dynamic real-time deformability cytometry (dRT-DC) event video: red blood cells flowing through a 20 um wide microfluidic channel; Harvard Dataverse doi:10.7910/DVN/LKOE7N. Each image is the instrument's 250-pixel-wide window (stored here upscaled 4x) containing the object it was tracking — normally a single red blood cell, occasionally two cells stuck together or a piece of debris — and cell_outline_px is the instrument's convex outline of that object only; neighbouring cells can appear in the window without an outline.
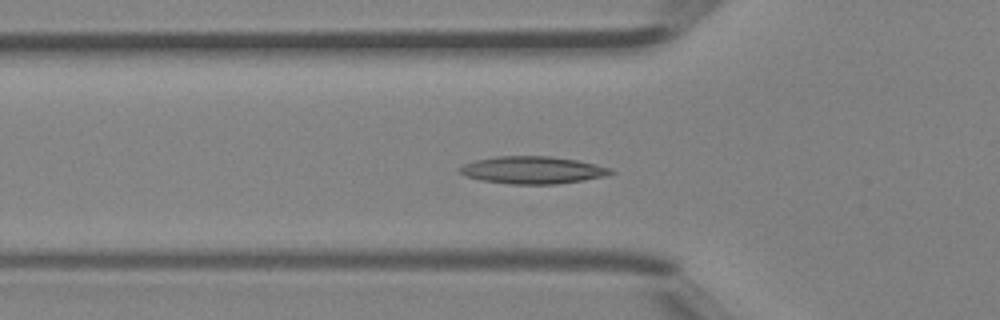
{"species": "Egyptian fruit bat (a non-hibernating species)", "species_latin": "Rousettus aegyptiacus", "temperature_condition": "room temperature", "stored_images_in_passage": 37, "camera_frame_rate_fps": 3000, "um_per_image_px": 0.085, "animal": {"sex": "female"}, "frame": {"image": 1, "passage_image": 6, "time_ms": 1.667, "image_size_px": [1000, 320], "cell_outline_px": [[616, 172], [608, 176], [584, 180], [556, 184], [512, 184], [480, 180], [468, 176], [460, 172], [456, 168], [464, 164], [476, 160], [496, 156], [548, 156], [576, 160], [596, 164], [612, 168]], "centroid_in_image_um": [45.31, 14.45], "position_along_channel_um": 80.5, "area_um2": 24.16}}
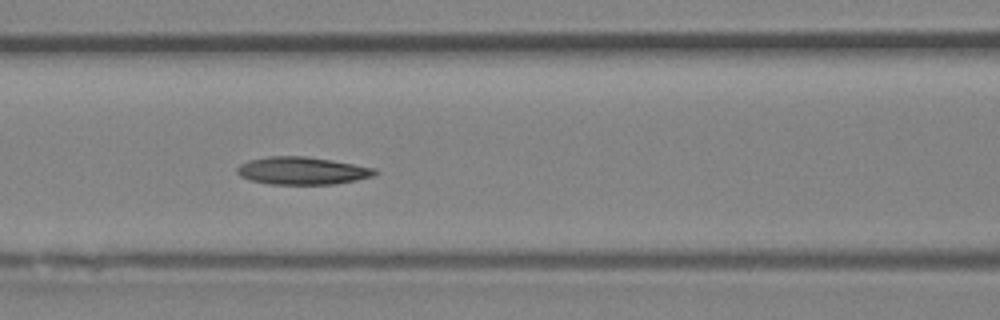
{"frame": {"image": 2, "passage_image": 10, "time_ms": 3.0, "image_size_px": [1000, 320], "cell_outline_px": [[380, 172], [372, 176], [356, 180], [332, 184], [268, 184], [252, 180], [240, 176], [236, 172], [236, 168], [240, 164], [248, 160], [268, 156], [308, 156], [332, 160], [376, 168]], "centroid_in_image_um": [25.68, 14.5], "position_along_channel_um": 140.9, "area_um2": 22.25}}
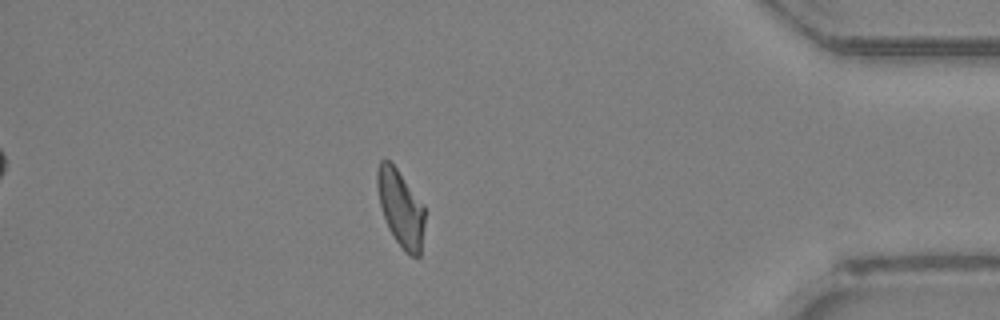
{"frame": {"image": 3, "passage_image": 30, "time_ms": 9.667, "image_size_px": [1000, 320], "cell_outline_px": [[424, 224], [420, 256], [412, 256], [404, 252], [388, 228], [380, 204], [376, 184], [376, 172], [380, 160], [388, 160], [396, 168], [424, 204]], "centroid_in_image_um": [34.05, 17.7], "position_along_channel_um": 401.1, "area_um2": 21.1}, "authors_computed_cell_mechanics": {"area_um2": 21.8484, "velocity_mm_per_s": 4.5233, "shape_relaxation_time_tau1_ms": null, "shape_relaxation_time_tau2_ms": 4.5623, "deformation_change_tau1": null, "deformation_change_tau2": 0.1299}}